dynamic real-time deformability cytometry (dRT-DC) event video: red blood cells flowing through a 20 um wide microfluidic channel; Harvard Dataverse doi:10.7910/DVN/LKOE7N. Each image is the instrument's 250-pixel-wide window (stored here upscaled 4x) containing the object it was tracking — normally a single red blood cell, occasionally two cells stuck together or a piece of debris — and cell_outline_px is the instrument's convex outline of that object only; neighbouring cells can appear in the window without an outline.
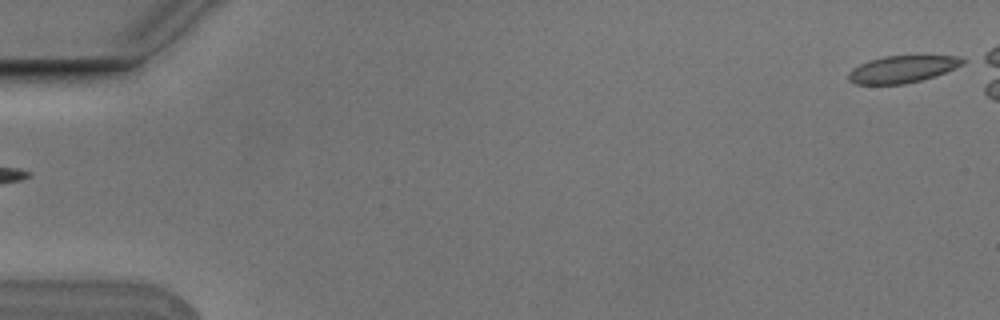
{"species": "Egyptian fruit bat (a non-hibernating species)", "species_latin": "Rousettus aegyptiacus", "temperature_condition": "cold", "stored_images_in_passage": 8, "camera_frame_rate_fps": 3000, "um_per_image_px": 0.085, "animal": {"sex": "male"}, "frame": {"image": 1, "passage_image": 1, "time_ms": 0.0, "image_size_px": [1000, 320], "cell_outline_px": [[968, 60], [964, 64], [956, 68], [936, 76], [904, 84], [856, 84], [848, 80], [848, 72], [852, 68], [868, 60], [884, 56], [960, 56]], "centroid_in_image_um": [76.72, 5.87], "position_along_channel_um": 8.3, "area_um2": 18.15}}
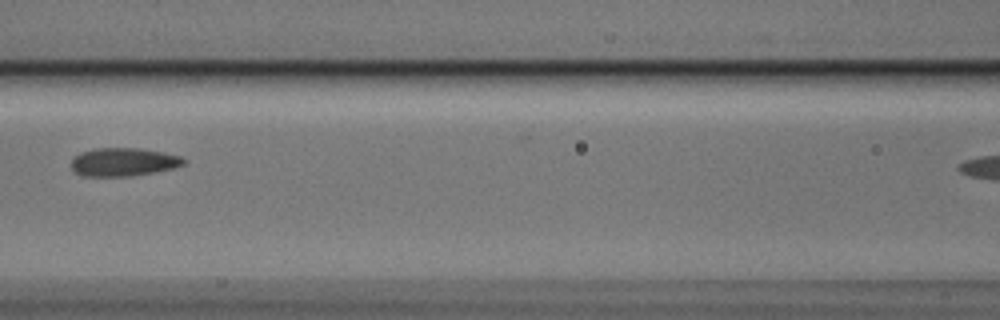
{"frame": {"image": 2, "passage_image": 7, "time_ms": 2.0, "image_size_px": [1000, 320], "cell_outline_px": [[188, 160], [184, 164], [172, 168], [152, 172], [128, 176], [84, 176], [76, 172], [72, 168], [72, 156], [80, 152], [96, 148], [140, 148], [164, 152], [180, 156]], "centroid_in_image_um": [10.48, 13.75], "position_along_channel_um": 156.1, "area_um2": 18.5}}
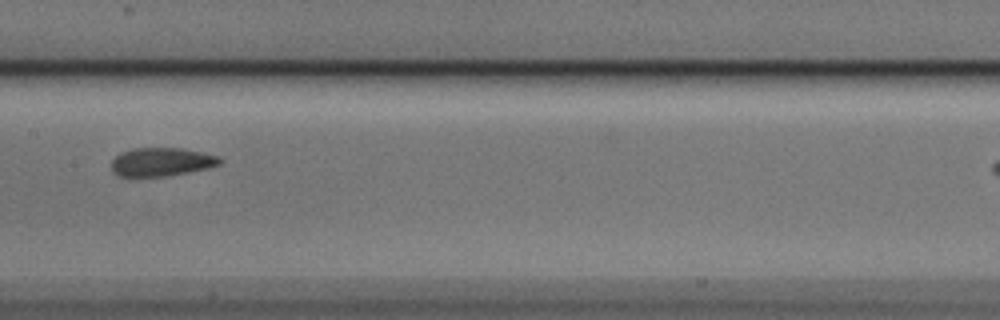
{"frame": {"image": 3, "passage_image": 8, "time_ms": 2.333, "image_size_px": [1000, 320], "cell_outline_px": [[224, 160], [220, 164], [208, 168], [188, 172], [164, 176], [120, 176], [112, 172], [112, 160], [120, 152], [132, 148], [180, 148], [220, 156]], "centroid_in_image_um": [13.73, 13.75], "position_along_channel_um": 193.7, "area_um2": 17.98}}